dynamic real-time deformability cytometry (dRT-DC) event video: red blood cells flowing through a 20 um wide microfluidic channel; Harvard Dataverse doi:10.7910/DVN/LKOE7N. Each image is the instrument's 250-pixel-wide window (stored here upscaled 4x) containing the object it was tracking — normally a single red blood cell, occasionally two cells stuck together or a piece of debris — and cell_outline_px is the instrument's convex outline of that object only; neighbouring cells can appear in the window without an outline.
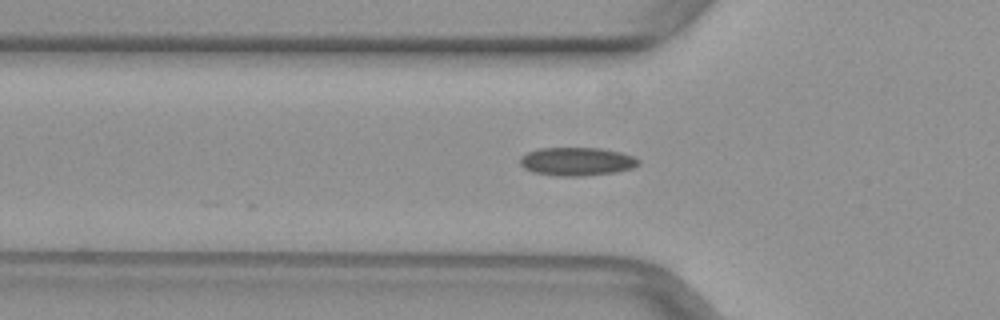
{"species": "common noctule bat (a hibernating species)", "species_latin": "Nyctalus noctula", "temperature_condition": "warm", "stored_images_in_passage": 34, "camera_frame_rate_fps": 3000, "um_per_image_px": 0.085, "animal": {"sex": "female", "body_mass_g": 29.2, "forearm_length_mm": 56.3}, "frame": {"image": 1, "passage_image": 3, "time_ms": 0.667, "image_size_px": [1000, 320], "cell_outline_px": [[640, 164], [632, 168], [616, 172], [580, 176], [556, 176], [532, 172], [524, 168], [520, 164], [520, 156], [528, 152], [540, 148], [600, 148], [620, 152], [632, 156], [640, 160]], "centroid_in_image_um": [49.01, 13.73], "position_along_channel_um": 76.8, "area_um2": 19.59}}
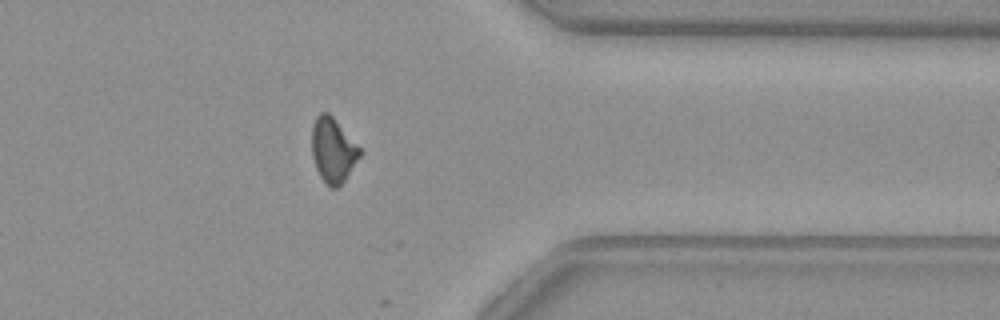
{"frame": {"image": 2, "passage_image": 26, "time_ms": 8.333, "image_size_px": [1000, 320], "cell_outline_px": [[364, 152], [344, 180], [336, 188], [328, 188], [320, 176], [316, 168], [312, 156], [312, 124], [316, 116], [320, 112], [328, 112], [332, 116]], "centroid_in_image_um": [28.3, 12.77], "position_along_channel_um": 383.1, "area_um2": 18.15}}
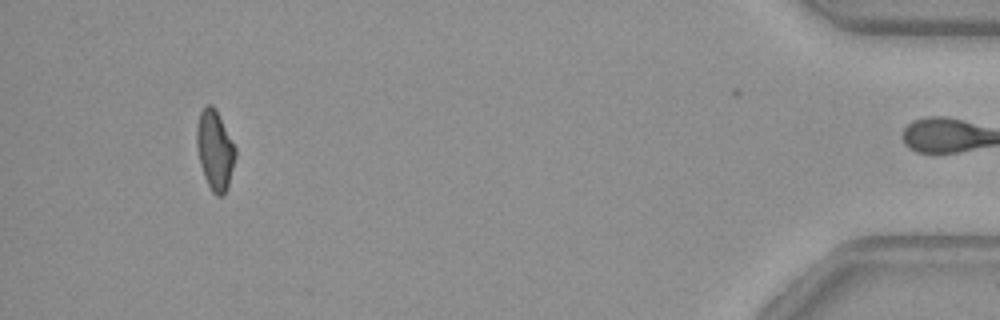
{"frame": {"image": 3, "passage_image": 33, "time_ms": 10.667, "image_size_px": [1000, 320], "cell_outline_px": [[236, 156], [228, 188], [224, 196], [216, 196], [212, 192], [204, 176], [200, 164], [196, 144], [196, 128], [200, 112], [204, 104], [212, 104], [236, 148]], "centroid_in_image_um": [18.26, 12.79], "position_along_channel_um": 416.9, "area_um2": 17.98}}